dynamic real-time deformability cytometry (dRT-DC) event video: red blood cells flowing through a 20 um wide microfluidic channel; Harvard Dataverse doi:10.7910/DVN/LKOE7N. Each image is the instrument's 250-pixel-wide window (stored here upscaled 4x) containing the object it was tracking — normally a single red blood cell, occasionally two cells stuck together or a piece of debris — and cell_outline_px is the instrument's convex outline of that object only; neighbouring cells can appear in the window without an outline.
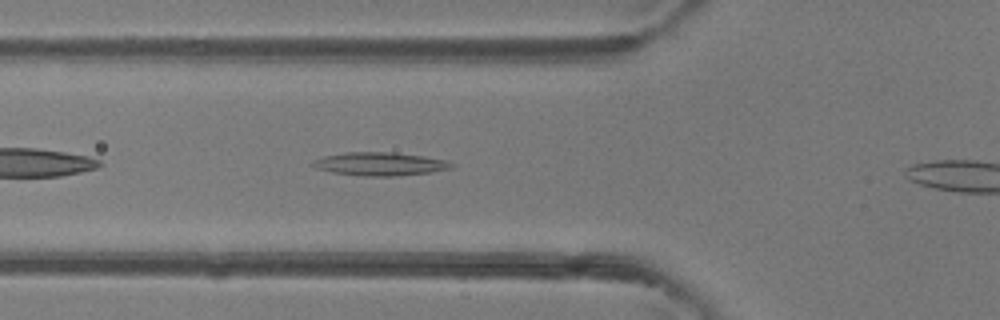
{"species": "common noctule bat (a hibernating species)", "species_latin": "Nyctalus noctula", "temperature_condition": "room temperature", "stored_images_in_passage": 5, "camera_frame_rate_fps": 3000, "um_per_image_px": 0.085, "animal": {"sex": "female"}, "frame": {"image": 1, "passage_image": 4, "time_ms": 1.0, "image_size_px": [1000, 320], "cell_outline_px": [[456, 164], [452, 168], [432, 172], [392, 176], [364, 176], [332, 172], [316, 168], [312, 164], [312, 160], [324, 156], [348, 152], [392, 152], [424, 156], [448, 160]], "centroid_in_image_um": [32.34, 13.93], "position_along_channel_um": 93.5, "area_um2": 18.84}}